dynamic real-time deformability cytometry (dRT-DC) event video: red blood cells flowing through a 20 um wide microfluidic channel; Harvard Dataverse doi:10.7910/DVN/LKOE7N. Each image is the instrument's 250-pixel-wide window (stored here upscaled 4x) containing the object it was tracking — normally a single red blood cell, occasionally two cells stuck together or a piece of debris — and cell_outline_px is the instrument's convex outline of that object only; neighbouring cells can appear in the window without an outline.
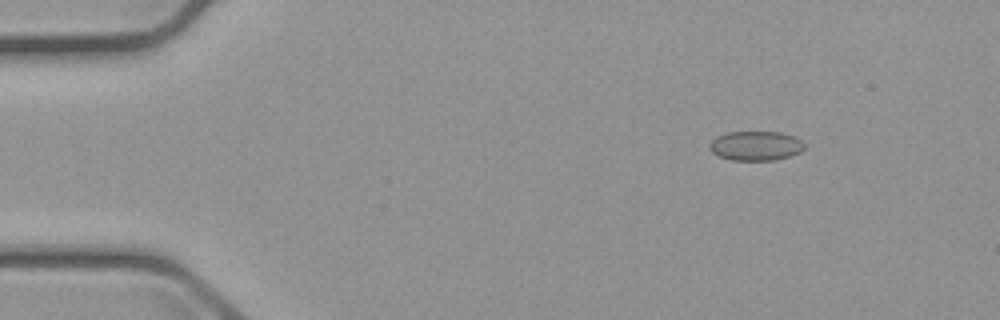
{"species": "common noctule bat (a hibernating species)", "species_latin": "Nyctalus noctula", "temperature_condition": "cold", "stored_images_in_passage": 5, "camera_frame_rate_fps": 3000, "um_per_image_px": 0.085, "animal": {"sex": "male", "body_mass_g": 23.1, "forearm_length_mm": 52.7}, "frame": {"image": 1, "passage_image": 1, "time_ms": 0.0, "image_size_px": [1000, 320], "cell_outline_px": [[804, 148], [800, 152], [776, 160], [732, 160], [720, 156], [712, 152], [708, 148], [708, 144], [716, 136], [728, 132], [780, 132], [796, 136], [804, 144]], "centroid_in_image_um": [64.22, 12.38], "position_along_channel_um": 20.8, "area_um2": 16.3}}
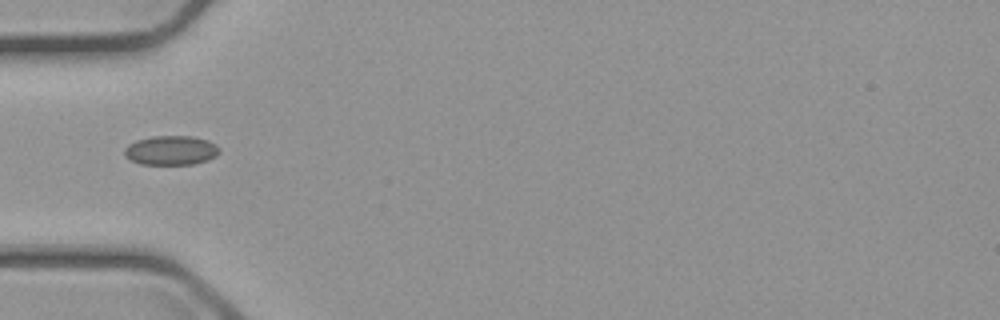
{"frame": {"image": 2, "passage_image": 4, "time_ms": 3.667, "image_size_px": [1000, 320], "cell_outline_px": [[220, 152], [216, 156], [208, 160], [192, 164], [140, 164], [124, 156], [124, 148], [128, 144], [136, 140], [152, 136], [192, 136], [208, 140], [216, 144], [220, 148]], "centroid_in_image_um": [14.54, 12.77], "position_along_channel_um": 70.5, "area_um2": 16.36}}
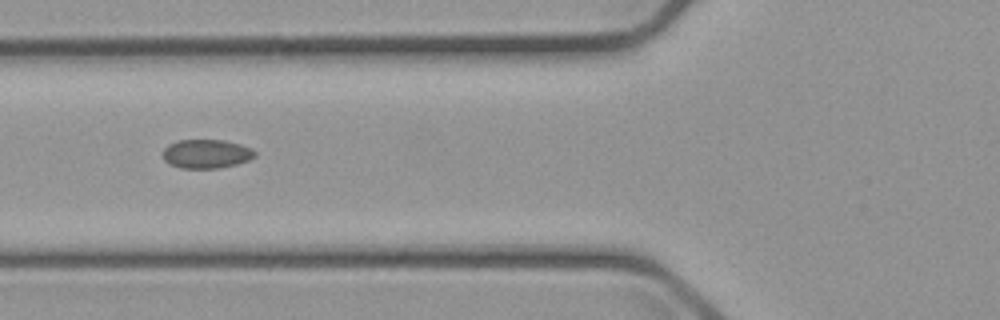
{"frame": {"image": 3, "passage_image": 5, "time_ms": 4.667, "image_size_px": [1000, 320], "cell_outline_px": [[256, 156], [248, 160], [236, 164], [220, 168], [180, 168], [164, 160], [164, 148], [168, 144], [176, 140], [224, 140], [240, 144], [252, 148], [256, 152]], "centroid_in_image_um": [17.56, 13.07], "position_along_channel_um": 108.2, "area_um2": 15.49}}